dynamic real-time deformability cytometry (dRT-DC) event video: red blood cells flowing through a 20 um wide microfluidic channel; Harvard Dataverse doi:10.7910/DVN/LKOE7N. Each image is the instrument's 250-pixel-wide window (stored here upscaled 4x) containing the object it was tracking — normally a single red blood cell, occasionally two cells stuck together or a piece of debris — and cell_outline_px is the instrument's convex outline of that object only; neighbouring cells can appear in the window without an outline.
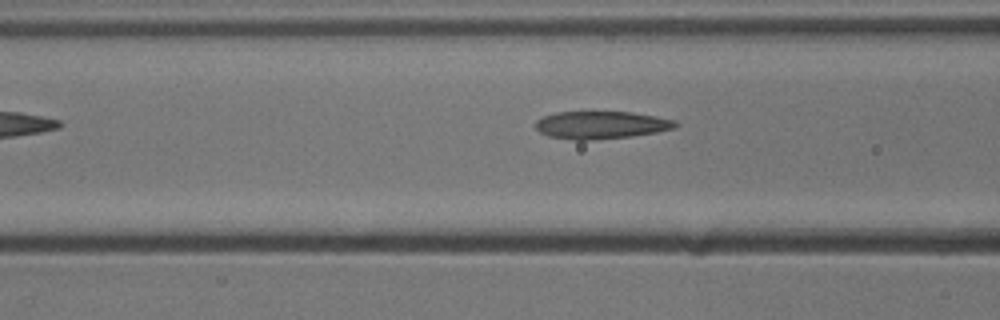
{"species": "common noctule bat (a hibernating species)", "species_latin": "Nyctalus noctula", "temperature_condition": "cold", "stored_images_in_passage": 6, "camera_frame_rate_fps": 3000, "um_per_image_px": 0.085, "animal": {"sex": "male", "body_mass_g": 13.3}, "frame": {"image": 1, "passage_image": 5, "time_ms": 1.333, "image_size_px": [1000, 320], "cell_outline_px": [[680, 124], [676, 128], [656, 132], [632, 136], [592, 140], [576, 140], [548, 136], [540, 132], [536, 128], [536, 120], [544, 116], [556, 112], [632, 112], [656, 116], [676, 120]], "centroid_in_image_um": [51.13, 10.62], "position_along_channel_um": 115.5, "area_um2": 22.6}}
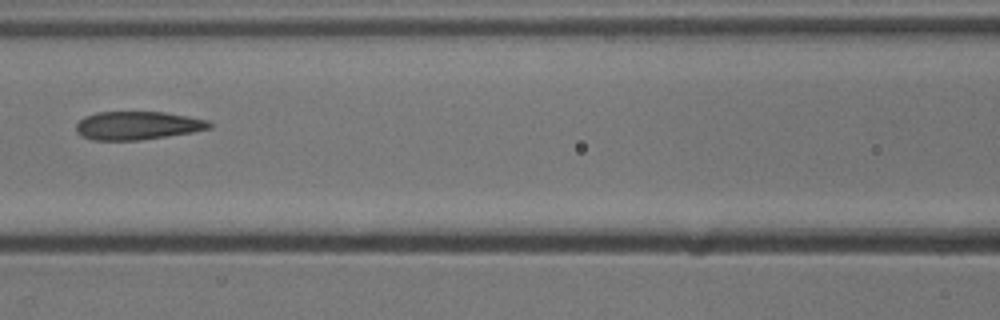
{"frame": {"image": 2, "passage_image": 6, "time_ms": 1.667, "image_size_px": [1000, 320], "cell_outline_px": [[212, 128], [192, 132], [136, 140], [92, 140], [76, 132], [76, 124], [84, 116], [96, 112], [164, 112], [208, 120], [212, 124]], "centroid_in_image_um": [11.67, 10.66], "position_along_channel_um": 154.9, "area_um2": 21.79}}